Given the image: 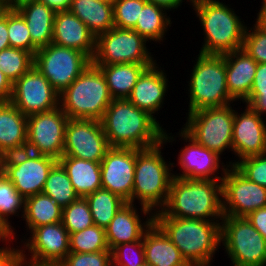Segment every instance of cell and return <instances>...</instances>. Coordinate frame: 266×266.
Wrapping results in <instances>:
<instances>
[{
    "mask_svg": "<svg viewBox=\"0 0 266 266\" xmlns=\"http://www.w3.org/2000/svg\"><path fill=\"white\" fill-rule=\"evenodd\" d=\"M101 123L110 147L144 149L163 141L161 123L128 99H113Z\"/></svg>",
    "mask_w": 266,
    "mask_h": 266,
    "instance_id": "6da1fadb",
    "label": "cell"
},
{
    "mask_svg": "<svg viewBox=\"0 0 266 266\" xmlns=\"http://www.w3.org/2000/svg\"><path fill=\"white\" fill-rule=\"evenodd\" d=\"M153 222L190 266H211L213 255L221 246V221L169 217L158 210Z\"/></svg>",
    "mask_w": 266,
    "mask_h": 266,
    "instance_id": "7a4b0ae2",
    "label": "cell"
},
{
    "mask_svg": "<svg viewBox=\"0 0 266 266\" xmlns=\"http://www.w3.org/2000/svg\"><path fill=\"white\" fill-rule=\"evenodd\" d=\"M164 130L163 141L159 144L144 148H136V163L134 173V184L132 190V204L135 200L140 201L144 218L154 216V211L160 210L166 203L173 173L171 169L174 163L165 161L162 156L163 144L173 142V136H169ZM155 207V208H154ZM159 208V209H158ZM154 210V211H153Z\"/></svg>",
    "mask_w": 266,
    "mask_h": 266,
    "instance_id": "3957f363",
    "label": "cell"
},
{
    "mask_svg": "<svg viewBox=\"0 0 266 266\" xmlns=\"http://www.w3.org/2000/svg\"><path fill=\"white\" fill-rule=\"evenodd\" d=\"M160 211L169 217L220 221L224 216L222 180L173 177L167 201Z\"/></svg>",
    "mask_w": 266,
    "mask_h": 266,
    "instance_id": "277c9868",
    "label": "cell"
},
{
    "mask_svg": "<svg viewBox=\"0 0 266 266\" xmlns=\"http://www.w3.org/2000/svg\"><path fill=\"white\" fill-rule=\"evenodd\" d=\"M192 4L204 30L203 54L223 55L243 46L246 26L243 20L219 0H193Z\"/></svg>",
    "mask_w": 266,
    "mask_h": 266,
    "instance_id": "5b68a950",
    "label": "cell"
},
{
    "mask_svg": "<svg viewBox=\"0 0 266 266\" xmlns=\"http://www.w3.org/2000/svg\"><path fill=\"white\" fill-rule=\"evenodd\" d=\"M112 101L102 71L92 63L59 95V107L72 119L101 121Z\"/></svg>",
    "mask_w": 266,
    "mask_h": 266,
    "instance_id": "8992f818",
    "label": "cell"
},
{
    "mask_svg": "<svg viewBox=\"0 0 266 266\" xmlns=\"http://www.w3.org/2000/svg\"><path fill=\"white\" fill-rule=\"evenodd\" d=\"M195 63L188 81V113L232 104L234 100L230 97L226 84L224 54L199 53Z\"/></svg>",
    "mask_w": 266,
    "mask_h": 266,
    "instance_id": "52a82bcc",
    "label": "cell"
},
{
    "mask_svg": "<svg viewBox=\"0 0 266 266\" xmlns=\"http://www.w3.org/2000/svg\"><path fill=\"white\" fill-rule=\"evenodd\" d=\"M221 243L232 266H266V240L246 217L223 216Z\"/></svg>",
    "mask_w": 266,
    "mask_h": 266,
    "instance_id": "ba28073f",
    "label": "cell"
},
{
    "mask_svg": "<svg viewBox=\"0 0 266 266\" xmlns=\"http://www.w3.org/2000/svg\"><path fill=\"white\" fill-rule=\"evenodd\" d=\"M187 115V122L182 129L198 144L219 155L226 149L232 151L235 110L230 104L201 109Z\"/></svg>",
    "mask_w": 266,
    "mask_h": 266,
    "instance_id": "9c48e42d",
    "label": "cell"
},
{
    "mask_svg": "<svg viewBox=\"0 0 266 266\" xmlns=\"http://www.w3.org/2000/svg\"><path fill=\"white\" fill-rule=\"evenodd\" d=\"M146 43L147 40L133 29L113 27L96 37L92 64H155L157 62L149 53Z\"/></svg>",
    "mask_w": 266,
    "mask_h": 266,
    "instance_id": "30bf717a",
    "label": "cell"
},
{
    "mask_svg": "<svg viewBox=\"0 0 266 266\" xmlns=\"http://www.w3.org/2000/svg\"><path fill=\"white\" fill-rule=\"evenodd\" d=\"M83 52L50 43L34 55V66L60 95L90 64Z\"/></svg>",
    "mask_w": 266,
    "mask_h": 266,
    "instance_id": "8fae6325",
    "label": "cell"
},
{
    "mask_svg": "<svg viewBox=\"0 0 266 266\" xmlns=\"http://www.w3.org/2000/svg\"><path fill=\"white\" fill-rule=\"evenodd\" d=\"M30 233L23 249H18V257L25 266L59 265L70 253V234L62 222L39 226ZM24 249L31 254L29 258Z\"/></svg>",
    "mask_w": 266,
    "mask_h": 266,
    "instance_id": "7c38bea8",
    "label": "cell"
},
{
    "mask_svg": "<svg viewBox=\"0 0 266 266\" xmlns=\"http://www.w3.org/2000/svg\"><path fill=\"white\" fill-rule=\"evenodd\" d=\"M57 162L53 157L25 150L7 155L3 172L25 199L42 193L45 181Z\"/></svg>",
    "mask_w": 266,
    "mask_h": 266,
    "instance_id": "4fadbf2b",
    "label": "cell"
},
{
    "mask_svg": "<svg viewBox=\"0 0 266 266\" xmlns=\"http://www.w3.org/2000/svg\"><path fill=\"white\" fill-rule=\"evenodd\" d=\"M68 116L58 106L48 112L27 116L26 150L59 160L63 155Z\"/></svg>",
    "mask_w": 266,
    "mask_h": 266,
    "instance_id": "5bb4252c",
    "label": "cell"
},
{
    "mask_svg": "<svg viewBox=\"0 0 266 266\" xmlns=\"http://www.w3.org/2000/svg\"><path fill=\"white\" fill-rule=\"evenodd\" d=\"M266 207V188L248 180L234 166H229L222 179L223 215L247 217Z\"/></svg>",
    "mask_w": 266,
    "mask_h": 266,
    "instance_id": "9a60e30c",
    "label": "cell"
},
{
    "mask_svg": "<svg viewBox=\"0 0 266 266\" xmlns=\"http://www.w3.org/2000/svg\"><path fill=\"white\" fill-rule=\"evenodd\" d=\"M109 148L101 121L69 118L62 156L101 162Z\"/></svg>",
    "mask_w": 266,
    "mask_h": 266,
    "instance_id": "2e32d148",
    "label": "cell"
},
{
    "mask_svg": "<svg viewBox=\"0 0 266 266\" xmlns=\"http://www.w3.org/2000/svg\"><path fill=\"white\" fill-rule=\"evenodd\" d=\"M10 102L29 116L56 109L59 106V94L33 65L13 83Z\"/></svg>",
    "mask_w": 266,
    "mask_h": 266,
    "instance_id": "e0dca14e",
    "label": "cell"
},
{
    "mask_svg": "<svg viewBox=\"0 0 266 266\" xmlns=\"http://www.w3.org/2000/svg\"><path fill=\"white\" fill-rule=\"evenodd\" d=\"M136 148L110 147L101 161V185L132 203Z\"/></svg>",
    "mask_w": 266,
    "mask_h": 266,
    "instance_id": "ac0fdd59",
    "label": "cell"
},
{
    "mask_svg": "<svg viewBox=\"0 0 266 266\" xmlns=\"http://www.w3.org/2000/svg\"><path fill=\"white\" fill-rule=\"evenodd\" d=\"M181 137L188 145H185L180 150L178 155V164L182 171L181 173H173L176 178L187 179H202V180H222L225 172L228 170L230 164L223 165L221 163L220 155L211 151L204 146L198 144L192 137H190L183 129L179 131ZM222 165H221V164ZM222 166V175L217 176V173ZM225 166H227L225 168ZM219 169V170H218Z\"/></svg>",
    "mask_w": 266,
    "mask_h": 266,
    "instance_id": "d6986e66",
    "label": "cell"
},
{
    "mask_svg": "<svg viewBox=\"0 0 266 266\" xmlns=\"http://www.w3.org/2000/svg\"><path fill=\"white\" fill-rule=\"evenodd\" d=\"M249 106L241 114L235 111L232 151L238 161L266 153V121Z\"/></svg>",
    "mask_w": 266,
    "mask_h": 266,
    "instance_id": "ffe728a7",
    "label": "cell"
},
{
    "mask_svg": "<svg viewBox=\"0 0 266 266\" xmlns=\"http://www.w3.org/2000/svg\"><path fill=\"white\" fill-rule=\"evenodd\" d=\"M52 43L85 53L91 60L96 49V37L70 11L56 12Z\"/></svg>",
    "mask_w": 266,
    "mask_h": 266,
    "instance_id": "44dd1931",
    "label": "cell"
},
{
    "mask_svg": "<svg viewBox=\"0 0 266 266\" xmlns=\"http://www.w3.org/2000/svg\"><path fill=\"white\" fill-rule=\"evenodd\" d=\"M163 71L164 69L159 68L157 63L148 67L141 74L127 98L136 107L148 112L153 117L156 112L160 111L167 87H169L167 75Z\"/></svg>",
    "mask_w": 266,
    "mask_h": 266,
    "instance_id": "7402d4cb",
    "label": "cell"
},
{
    "mask_svg": "<svg viewBox=\"0 0 266 266\" xmlns=\"http://www.w3.org/2000/svg\"><path fill=\"white\" fill-rule=\"evenodd\" d=\"M226 60V84L234 101L244 103L252 88L258 63L244 50L224 54Z\"/></svg>",
    "mask_w": 266,
    "mask_h": 266,
    "instance_id": "603a6c76",
    "label": "cell"
},
{
    "mask_svg": "<svg viewBox=\"0 0 266 266\" xmlns=\"http://www.w3.org/2000/svg\"><path fill=\"white\" fill-rule=\"evenodd\" d=\"M137 210L134 204L126 203L105 228L107 244L111 251L120 244L140 240L153 224V216L147 217L146 221L141 223V216Z\"/></svg>",
    "mask_w": 266,
    "mask_h": 266,
    "instance_id": "cb8c5ba5",
    "label": "cell"
},
{
    "mask_svg": "<svg viewBox=\"0 0 266 266\" xmlns=\"http://www.w3.org/2000/svg\"><path fill=\"white\" fill-rule=\"evenodd\" d=\"M26 147L27 116L10 101H0V150L7 156Z\"/></svg>",
    "mask_w": 266,
    "mask_h": 266,
    "instance_id": "d4e9b609",
    "label": "cell"
},
{
    "mask_svg": "<svg viewBox=\"0 0 266 266\" xmlns=\"http://www.w3.org/2000/svg\"><path fill=\"white\" fill-rule=\"evenodd\" d=\"M143 246L145 262L152 266H190L154 222L143 234Z\"/></svg>",
    "mask_w": 266,
    "mask_h": 266,
    "instance_id": "484cf974",
    "label": "cell"
},
{
    "mask_svg": "<svg viewBox=\"0 0 266 266\" xmlns=\"http://www.w3.org/2000/svg\"><path fill=\"white\" fill-rule=\"evenodd\" d=\"M30 32L33 46L38 50L52 43L55 12L39 0L16 8Z\"/></svg>",
    "mask_w": 266,
    "mask_h": 266,
    "instance_id": "4316f807",
    "label": "cell"
},
{
    "mask_svg": "<svg viewBox=\"0 0 266 266\" xmlns=\"http://www.w3.org/2000/svg\"><path fill=\"white\" fill-rule=\"evenodd\" d=\"M58 162L66 171L79 197L85 198L97 189L102 188L101 162L70 156H61Z\"/></svg>",
    "mask_w": 266,
    "mask_h": 266,
    "instance_id": "83f0119b",
    "label": "cell"
},
{
    "mask_svg": "<svg viewBox=\"0 0 266 266\" xmlns=\"http://www.w3.org/2000/svg\"><path fill=\"white\" fill-rule=\"evenodd\" d=\"M69 11L97 37L114 27L112 0H73Z\"/></svg>",
    "mask_w": 266,
    "mask_h": 266,
    "instance_id": "f1b7e54d",
    "label": "cell"
},
{
    "mask_svg": "<svg viewBox=\"0 0 266 266\" xmlns=\"http://www.w3.org/2000/svg\"><path fill=\"white\" fill-rule=\"evenodd\" d=\"M152 65L154 64L123 63L94 66L102 71L112 98L127 99L141 74Z\"/></svg>",
    "mask_w": 266,
    "mask_h": 266,
    "instance_id": "f546056e",
    "label": "cell"
},
{
    "mask_svg": "<svg viewBox=\"0 0 266 266\" xmlns=\"http://www.w3.org/2000/svg\"><path fill=\"white\" fill-rule=\"evenodd\" d=\"M23 220L30 232L39 226L62 221V208L48 195L38 193L25 198Z\"/></svg>",
    "mask_w": 266,
    "mask_h": 266,
    "instance_id": "4dcf8cb0",
    "label": "cell"
},
{
    "mask_svg": "<svg viewBox=\"0 0 266 266\" xmlns=\"http://www.w3.org/2000/svg\"><path fill=\"white\" fill-rule=\"evenodd\" d=\"M167 10L159 5L151 2H146L140 10V15L137 19L136 25L133 28L134 31L138 32L148 42L163 41L164 34L167 32L166 29L171 27V18L167 16Z\"/></svg>",
    "mask_w": 266,
    "mask_h": 266,
    "instance_id": "1f68e13d",
    "label": "cell"
},
{
    "mask_svg": "<svg viewBox=\"0 0 266 266\" xmlns=\"http://www.w3.org/2000/svg\"><path fill=\"white\" fill-rule=\"evenodd\" d=\"M85 199L90 206L94 225L104 229L115 217L118 210L126 204L119 196L104 188L97 189L87 195Z\"/></svg>",
    "mask_w": 266,
    "mask_h": 266,
    "instance_id": "d6a6232c",
    "label": "cell"
},
{
    "mask_svg": "<svg viewBox=\"0 0 266 266\" xmlns=\"http://www.w3.org/2000/svg\"><path fill=\"white\" fill-rule=\"evenodd\" d=\"M42 193L51 197L62 209L79 198L66 171L59 162L52 167Z\"/></svg>",
    "mask_w": 266,
    "mask_h": 266,
    "instance_id": "836d02e7",
    "label": "cell"
},
{
    "mask_svg": "<svg viewBox=\"0 0 266 266\" xmlns=\"http://www.w3.org/2000/svg\"><path fill=\"white\" fill-rule=\"evenodd\" d=\"M34 64V56L23 49L9 47L0 51V70L14 83Z\"/></svg>",
    "mask_w": 266,
    "mask_h": 266,
    "instance_id": "e575fe53",
    "label": "cell"
},
{
    "mask_svg": "<svg viewBox=\"0 0 266 266\" xmlns=\"http://www.w3.org/2000/svg\"><path fill=\"white\" fill-rule=\"evenodd\" d=\"M70 252L89 253L110 250L106 240L105 229L97 225L70 234Z\"/></svg>",
    "mask_w": 266,
    "mask_h": 266,
    "instance_id": "d590c367",
    "label": "cell"
},
{
    "mask_svg": "<svg viewBox=\"0 0 266 266\" xmlns=\"http://www.w3.org/2000/svg\"><path fill=\"white\" fill-rule=\"evenodd\" d=\"M25 199L19 194L13 183L5 176V173L0 172V220L11 230L14 227L10 225V215L19 216L21 211L24 215Z\"/></svg>",
    "mask_w": 266,
    "mask_h": 266,
    "instance_id": "8d00e7d4",
    "label": "cell"
},
{
    "mask_svg": "<svg viewBox=\"0 0 266 266\" xmlns=\"http://www.w3.org/2000/svg\"><path fill=\"white\" fill-rule=\"evenodd\" d=\"M62 224L69 234L94 225L90 206L85 198L79 197L62 209Z\"/></svg>",
    "mask_w": 266,
    "mask_h": 266,
    "instance_id": "74e56055",
    "label": "cell"
},
{
    "mask_svg": "<svg viewBox=\"0 0 266 266\" xmlns=\"http://www.w3.org/2000/svg\"><path fill=\"white\" fill-rule=\"evenodd\" d=\"M7 30L10 47L30 52L33 56L37 49L33 46L25 19L16 9L7 13Z\"/></svg>",
    "mask_w": 266,
    "mask_h": 266,
    "instance_id": "f35d334b",
    "label": "cell"
},
{
    "mask_svg": "<svg viewBox=\"0 0 266 266\" xmlns=\"http://www.w3.org/2000/svg\"><path fill=\"white\" fill-rule=\"evenodd\" d=\"M114 27L133 29L147 0H112Z\"/></svg>",
    "mask_w": 266,
    "mask_h": 266,
    "instance_id": "ab89813d",
    "label": "cell"
},
{
    "mask_svg": "<svg viewBox=\"0 0 266 266\" xmlns=\"http://www.w3.org/2000/svg\"><path fill=\"white\" fill-rule=\"evenodd\" d=\"M111 252L112 266H141L145 263L143 237L135 242L120 244Z\"/></svg>",
    "mask_w": 266,
    "mask_h": 266,
    "instance_id": "60d3db41",
    "label": "cell"
},
{
    "mask_svg": "<svg viewBox=\"0 0 266 266\" xmlns=\"http://www.w3.org/2000/svg\"><path fill=\"white\" fill-rule=\"evenodd\" d=\"M229 162L248 180L266 188V153Z\"/></svg>",
    "mask_w": 266,
    "mask_h": 266,
    "instance_id": "b9f144b4",
    "label": "cell"
},
{
    "mask_svg": "<svg viewBox=\"0 0 266 266\" xmlns=\"http://www.w3.org/2000/svg\"><path fill=\"white\" fill-rule=\"evenodd\" d=\"M260 116L266 114V63H258L254 82L247 100L244 102Z\"/></svg>",
    "mask_w": 266,
    "mask_h": 266,
    "instance_id": "7bdbcfd3",
    "label": "cell"
},
{
    "mask_svg": "<svg viewBox=\"0 0 266 266\" xmlns=\"http://www.w3.org/2000/svg\"><path fill=\"white\" fill-rule=\"evenodd\" d=\"M245 29L242 49L257 63H266V32L256 23Z\"/></svg>",
    "mask_w": 266,
    "mask_h": 266,
    "instance_id": "ee69618b",
    "label": "cell"
},
{
    "mask_svg": "<svg viewBox=\"0 0 266 266\" xmlns=\"http://www.w3.org/2000/svg\"><path fill=\"white\" fill-rule=\"evenodd\" d=\"M59 266H112V252H70Z\"/></svg>",
    "mask_w": 266,
    "mask_h": 266,
    "instance_id": "f6af8a7d",
    "label": "cell"
},
{
    "mask_svg": "<svg viewBox=\"0 0 266 266\" xmlns=\"http://www.w3.org/2000/svg\"><path fill=\"white\" fill-rule=\"evenodd\" d=\"M246 218L266 240V207L255 210Z\"/></svg>",
    "mask_w": 266,
    "mask_h": 266,
    "instance_id": "bcb514c9",
    "label": "cell"
},
{
    "mask_svg": "<svg viewBox=\"0 0 266 266\" xmlns=\"http://www.w3.org/2000/svg\"><path fill=\"white\" fill-rule=\"evenodd\" d=\"M13 83L0 70V101H10Z\"/></svg>",
    "mask_w": 266,
    "mask_h": 266,
    "instance_id": "7dc6e473",
    "label": "cell"
},
{
    "mask_svg": "<svg viewBox=\"0 0 266 266\" xmlns=\"http://www.w3.org/2000/svg\"><path fill=\"white\" fill-rule=\"evenodd\" d=\"M56 12L69 11L73 0H39Z\"/></svg>",
    "mask_w": 266,
    "mask_h": 266,
    "instance_id": "c3c4849f",
    "label": "cell"
},
{
    "mask_svg": "<svg viewBox=\"0 0 266 266\" xmlns=\"http://www.w3.org/2000/svg\"><path fill=\"white\" fill-rule=\"evenodd\" d=\"M18 255V248L0 247V266H7Z\"/></svg>",
    "mask_w": 266,
    "mask_h": 266,
    "instance_id": "681fc988",
    "label": "cell"
},
{
    "mask_svg": "<svg viewBox=\"0 0 266 266\" xmlns=\"http://www.w3.org/2000/svg\"><path fill=\"white\" fill-rule=\"evenodd\" d=\"M9 38L7 30V14L4 19L0 21V51L9 48Z\"/></svg>",
    "mask_w": 266,
    "mask_h": 266,
    "instance_id": "f907efd6",
    "label": "cell"
},
{
    "mask_svg": "<svg viewBox=\"0 0 266 266\" xmlns=\"http://www.w3.org/2000/svg\"><path fill=\"white\" fill-rule=\"evenodd\" d=\"M147 2L154 3L156 5H159L166 10H174L177 9L179 6H181L183 0H147Z\"/></svg>",
    "mask_w": 266,
    "mask_h": 266,
    "instance_id": "816d5d0a",
    "label": "cell"
},
{
    "mask_svg": "<svg viewBox=\"0 0 266 266\" xmlns=\"http://www.w3.org/2000/svg\"><path fill=\"white\" fill-rule=\"evenodd\" d=\"M15 232L11 231L1 220H0V240L3 242L5 240V243H10L12 240H14ZM9 240H11L9 242Z\"/></svg>",
    "mask_w": 266,
    "mask_h": 266,
    "instance_id": "f5cc1de1",
    "label": "cell"
},
{
    "mask_svg": "<svg viewBox=\"0 0 266 266\" xmlns=\"http://www.w3.org/2000/svg\"><path fill=\"white\" fill-rule=\"evenodd\" d=\"M11 7L7 0H0V21L5 18Z\"/></svg>",
    "mask_w": 266,
    "mask_h": 266,
    "instance_id": "db71d44e",
    "label": "cell"
},
{
    "mask_svg": "<svg viewBox=\"0 0 266 266\" xmlns=\"http://www.w3.org/2000/svg\"><path fill=\"white\" fill-rule=\"evenodd\" d=\"M11 9H16L17 7L28 3V2H32V1H36V0H7Z\"/></svg>",
    "mask_w": 266,
    "mask_h": 266,
    "instance_id": "11a10c76",
    "label": "cell"
},
{
    "mask_svg": "<svg viewBox=\"0 0 266 266\" xmlns=\"http://www.w3.org/2000/svg\"><path fill=\"white\" fill-rule=\"evenodd\" d=\"M255 23L266 32V17H257Z\"/></svg>",
    "mask_w": 266,
    "mask_h": 266,
    "instance_id": "9f6ffc18",
    "label": "cell"
},
{
    "mask_svg": "<svg viewBox=\"0 0 266 266\" xmlns=\"http://www.w3.org/2000/svg\"><path fill=\"white\" fill-rule=\"evenodd\" d=\"M262 6L257 13V17H266V0H262Z\"/></svg>",
    "mask_w": 266,
    "mask_h": 266,
    "instance_id": "6f0895ef",
    "label": "cell"
},
{
    "mask_svg": "<svg viewBox=\"0 0 266 266\" xmlns=\"http://www.w3.org/2000/svg\"><path fill=\"white\" fill-rule=\"evenodd\" d=\"M7 266H25L19 259L18 255Z\"/></svg>",
    "mask_w": 266,
    "mask_h": 266,
    "instance_id": "680465c9",
    "label": "cell"
},
{
    "mask_svg": "<svg viewBox=\"0 0 266 266\" xmlns=\"http://www.w3.org/2000/svg\"><path fill=\"white\" fill-rule=\"evenodd\" d=\"M6 158V155L0 150V172L4 169V160Z\"/></svg>",
    "mask_w": 266,
    "mask_h": 266,
    "instance_id": "91938a15",
    "label": "cell"
},
{
    "mask_svg": "<svg viewBox=\"0 0 266 266\" xmlns=\"http://www.w3.org/2000/svg\"><path fill=\"white\" fill-rule=\"evenodd\" d=\"M141 266H152V265H150V264H148V263H144L143 265H141Z\"/></svg>",
    "mask_w": 266,
    "mask_h": 266,
    "instance_id": "94428289",
    "label": "cell"
}]
</instances>
